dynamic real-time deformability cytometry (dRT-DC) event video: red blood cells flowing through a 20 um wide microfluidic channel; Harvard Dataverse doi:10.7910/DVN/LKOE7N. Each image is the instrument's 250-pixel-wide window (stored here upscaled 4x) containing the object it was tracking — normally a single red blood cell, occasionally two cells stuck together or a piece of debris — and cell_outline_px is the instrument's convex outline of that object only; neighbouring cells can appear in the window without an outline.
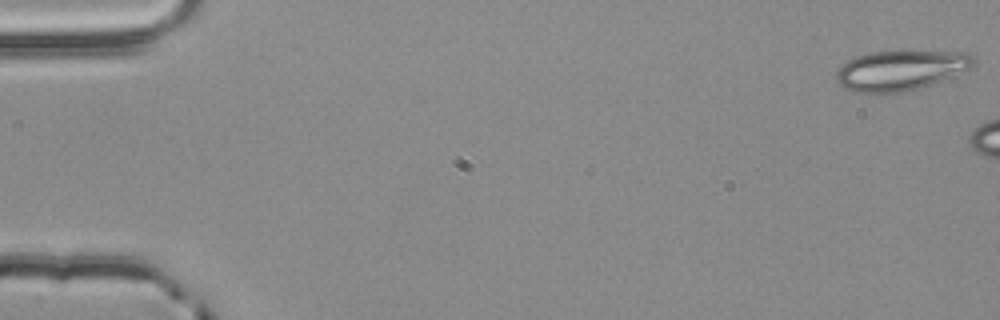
{"species": "common noctule bat (a hibernating species)", "species_latin": "Nyctalus noctula", "temperature_condition": "room temperature", "stored_images_in_passage": 3, "camera_frame_rate_fps": 3000, "um_per_image_px": 0.085, "animal": {"sex": "male", "body_mass_g": 20.4}, "frame": {"image": 1, "passage_image": 1, "time_ms": 0.0, "image_size_px": [1000, 320], "cell_outline_px": [[976, 60], [968, 68], [940, 80], [904, 92], [856, 92], [840, 84], [836, 80], [836, 72], [848, 60], [856, 56], [872, 52], [900, 48], [968, 52], [976, 56]], "centroid_in_image_um": [76.58, 5.89], "position_along_channel_um": 8.4, "area_um2": 32.37}}